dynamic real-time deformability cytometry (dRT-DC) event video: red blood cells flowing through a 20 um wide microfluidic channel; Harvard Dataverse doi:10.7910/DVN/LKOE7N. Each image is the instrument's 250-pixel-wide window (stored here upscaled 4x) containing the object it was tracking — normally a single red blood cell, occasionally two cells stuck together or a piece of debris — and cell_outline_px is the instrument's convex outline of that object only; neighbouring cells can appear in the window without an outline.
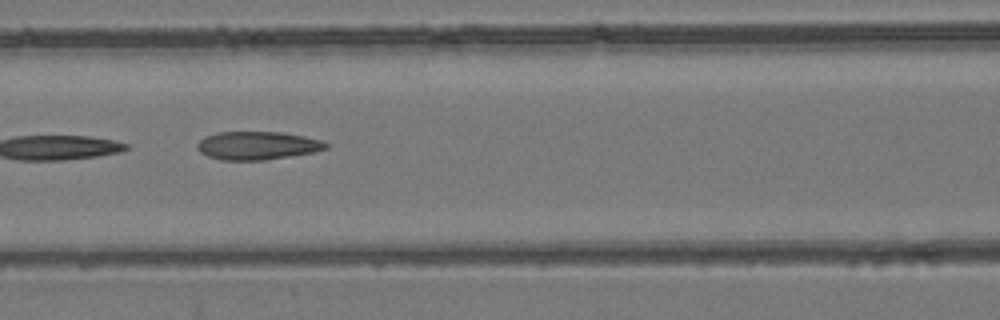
{"species": "common noctule bat (a hibernating species)", "species_latin": "Nyctalus noctula", "temperature_condition": "room temperature", "stored_images_in_passage": 9, "camera_frame_rate_fps": 3000, "um_per_image_px": 0.085, "animal": {"sex": "female", "body_mass_g": 24.6, "forearm_length_mm": 56.2}, "frame": {"image": 1, "passage_image": 6, "time_ms": 1.667, "image_size_px": [1000, 320], "cell_outline_px": [[328, 148], [312, 152], [264, 160], [220, 160], [208, 156], [200, 152], [196, 148], [196, 144], [200, 140], [216, 132], [280, 132], [304, 136], [320, 140], [328, 144]], "centroid_in_image_um": [21.84, 12.37], "position_along_channel_um": 144.8, "area_um2": 20.98}}
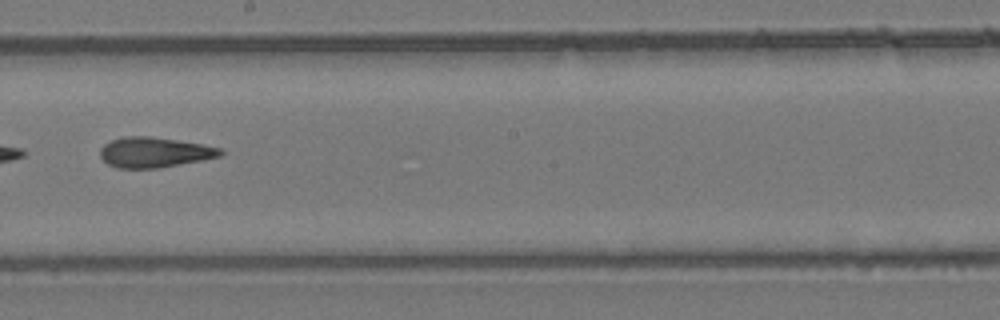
{"frame": {"image": 2, "passage_image": 8, "time_ms": 2.333, "image_size_px": [1000, 320], "cell_outline_px": [[224, 152], [220, 156], [160, 168], [116, 168], [108, 164], [100, 156], [100, 148], [104, 144], [112, 140], [124, 136], [152, 136], [204, 144], [220, 148]], "centroid_in_image_um": [13.11, 12.94], "position_along_channel_um": 235.1, "area_um2": 21.21}}
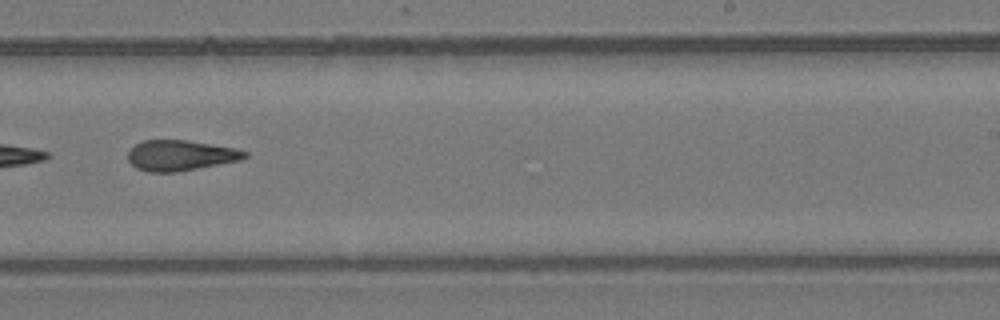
{"frame": {"image": 3, "passage_image": 9, "time_ms": 2.667, "image_size_px": [1000, 320], "cell_outline_px": [[248, 156], [240, 160], [176, 172], [148, 172], [136, 168], [128, 160], [128, 152], [136, 144], [144, 140], [188, 140], [236, 148], [248, 152]], "centroid_in_image_um": [15.34, 13.2], "position_along_channel_um": 273.7, "area_um2": 20.69}}